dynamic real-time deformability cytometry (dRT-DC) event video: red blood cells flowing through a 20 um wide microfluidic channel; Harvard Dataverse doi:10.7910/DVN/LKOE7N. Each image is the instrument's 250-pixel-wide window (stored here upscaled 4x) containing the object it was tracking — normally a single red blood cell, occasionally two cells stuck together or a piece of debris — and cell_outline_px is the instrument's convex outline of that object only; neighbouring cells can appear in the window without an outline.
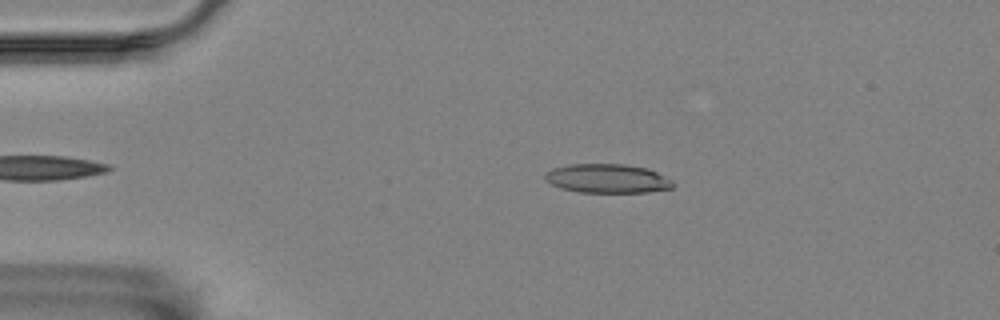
{"species": "Egyptian fruit bat (a non-hibernating species)", "species_latin": "Rousettus aegyptiacus", "temperature_condition": "room temperature", "stored_images_in_passage": 42, "camera_frame_rate_fps": 3000, "um_per_image_px": 0.085, "animal": {"sex": "female"}, "frame": {"image": 1, "passage_image": 4, "time_ms": 1.0, "image_size_px": [1000, 320], "cell_outline_px": [[672, 188], [648, 192], [580, 192], [560, 188], [552, 184], [544, 176], [552, 168], [568, 164], [624, 164], [648, 168], [672, 180]], "centroid_in_image_um": [51.63, 15.17], "position_along_channel_um": 33.4, "area_um2": 21.44}}
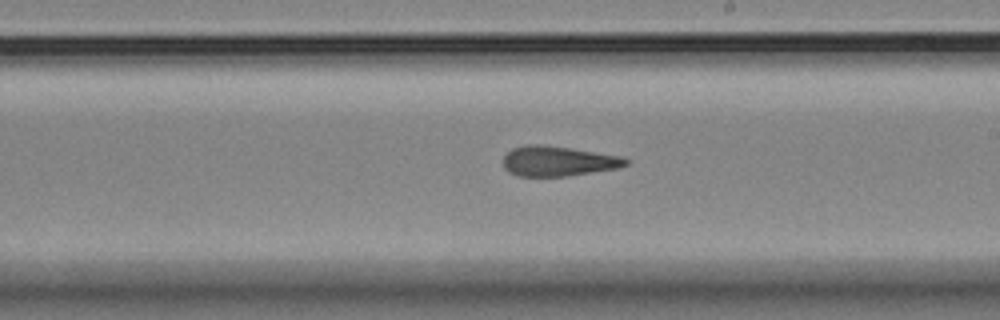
{"frame": {"image": 2, "passage_image": 25, "time_ms": 8.0, "image_size_px": [1000, 320], "cell_outline_px": [[628, 164], [620, 168], [568, 176], [516, 176], [508, 172], [504, 168], [504, 156], [512, 148], [528, 144], [540, 144], [568, 148], [620, 156], [628, 160]], "centroid_in_image_um": [47.41, 13.71], "position_along_channel_um": 241.6, "area_um2": 21.39}}
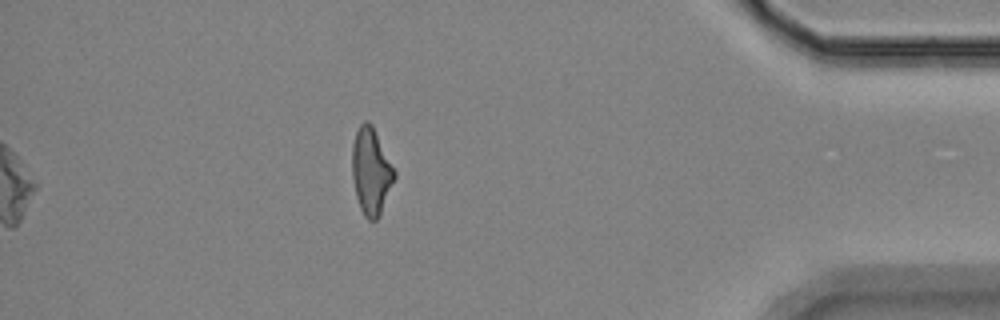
{"frame": {"image": 3, "passage_image": 42, "time_ms": 13.667, "image_size_px": [1000, 320], "cell_outline_px": [[396, 176], [380, 212], [376, 220], [368, 220], [364, 216], [360, 208], [356, 196], [352, 176], [352, 144], [356, 132], [360, 124], [364, 120], [368, 120], [372, 124], [396, 172]], "centroid_in_image_um": [31.52, 14.52], "position_along_channel_um": 403.7, "area_um2": 21.15}, "authors_computed_cell_mechanics": {"area_um2": 21.8484, "velocity_mm_per_s": 3.5829, "shape_relaxation_time_tau1_ms": 10.5121, "shape_relaxation_time_tau2_ms": 3.6699, "deformation_change_tau1": 0.283, "deformation_change_tau2": 0.15}}